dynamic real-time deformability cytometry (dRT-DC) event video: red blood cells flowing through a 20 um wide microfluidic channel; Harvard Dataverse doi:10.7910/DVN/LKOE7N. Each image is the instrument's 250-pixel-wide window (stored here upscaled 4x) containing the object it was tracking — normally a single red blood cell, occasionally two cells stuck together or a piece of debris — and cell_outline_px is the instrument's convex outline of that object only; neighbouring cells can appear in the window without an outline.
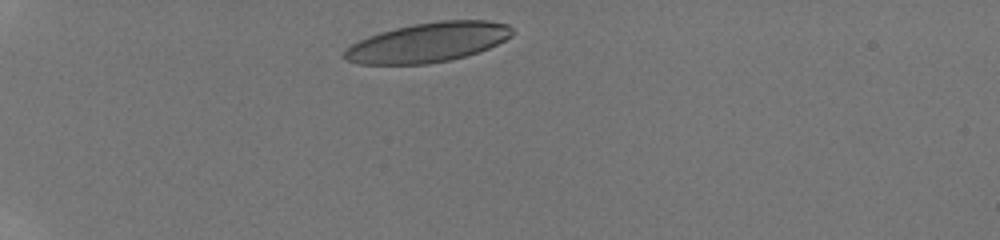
{"species": "human", "species_latin": "Homo sapiens", "temperature_condition": "room temperature", "stored_images_in_passage": 5, "camera_frame_rate_fps": 3000, "um_per_image_px": 0.085, "donor": {"sex": "male"}, "frame": {"image": 1, "passage_image": 1, "time_ms": 0.0, "image_size_px": [1000, 240], "cell_outline_px": [[516, 32], [512, 36], [488, 48], [452, 60], [428, 64], [360, 64], [344, 60], [344, 52], [352, 44], [368, 36], [380, 32], [412, 24], [440, 20], [488, 20], [508, 24]], "centroid_in_image_um": [36.4, 3.6], "position_along_channel_um": 48.6, "area_um2": 38.67}}
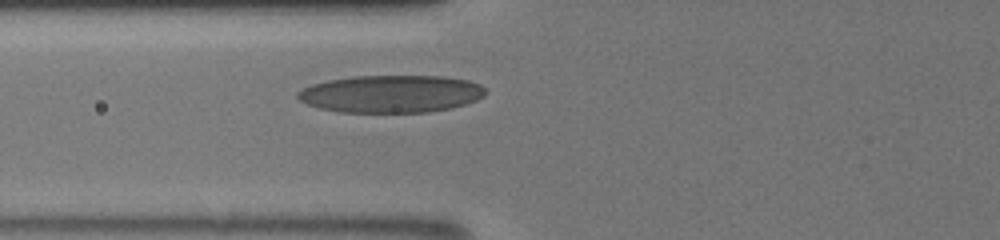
{"frame": {"image": 2, "passage_image": 5, "time_ms": 2.333, "image_size_px": [1000, 240], "cell_outline_px": [[484, 96], [468, 104], [452, 108], [428, 112], [340, 112], [320, 108], [308, 104], [300, 100], [296, 96], [296, 92], [312, 84], [328, 80], [356, 76], [444, 76], [468, 80], [480, 84], [484, 88]], "centroid_in_image_um": [33.26, 7.98], "position_along_channel_um": 92.5, "area_um2": 41.04}}